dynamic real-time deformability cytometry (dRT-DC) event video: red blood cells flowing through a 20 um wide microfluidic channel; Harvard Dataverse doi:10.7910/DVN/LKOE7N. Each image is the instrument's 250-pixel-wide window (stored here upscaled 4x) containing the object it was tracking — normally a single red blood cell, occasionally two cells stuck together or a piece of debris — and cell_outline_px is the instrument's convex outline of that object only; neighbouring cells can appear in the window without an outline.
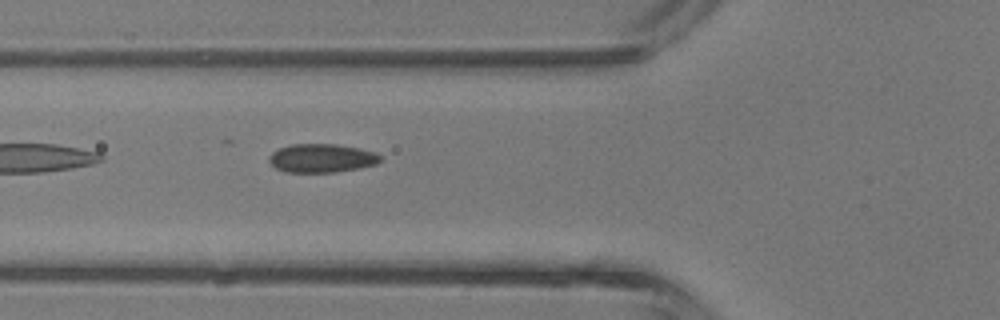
{"species": "common noctule bat (a hibernating species)", "species_latin": "Nyctalus noctula", "temperature_condition": "room temperature", "stored_images_in_passage": 2, "camera_frame_rate_fps": 3000, "um_per_image_px": 0.085, "animal": {"sex": "male", "body_mass_g": 13.3}, "frame": {"image": 1, "passage_image": 2, "time_ms": 1.333, "image_size_px": [1000, 320], "cell_outline_px": [[380, 160], [376, 164], [336, 172], [284, 172], [276, 168], [268, 160], [268, 156], [272, 152], [280, 148], [292, 144], [336, 144], [360, 148], [376, 152], [380, 156]], "centroid_in_image_um": [27.32, 13.44], "position_along_channel_um": 98.5, "area_um2": 18.5}}